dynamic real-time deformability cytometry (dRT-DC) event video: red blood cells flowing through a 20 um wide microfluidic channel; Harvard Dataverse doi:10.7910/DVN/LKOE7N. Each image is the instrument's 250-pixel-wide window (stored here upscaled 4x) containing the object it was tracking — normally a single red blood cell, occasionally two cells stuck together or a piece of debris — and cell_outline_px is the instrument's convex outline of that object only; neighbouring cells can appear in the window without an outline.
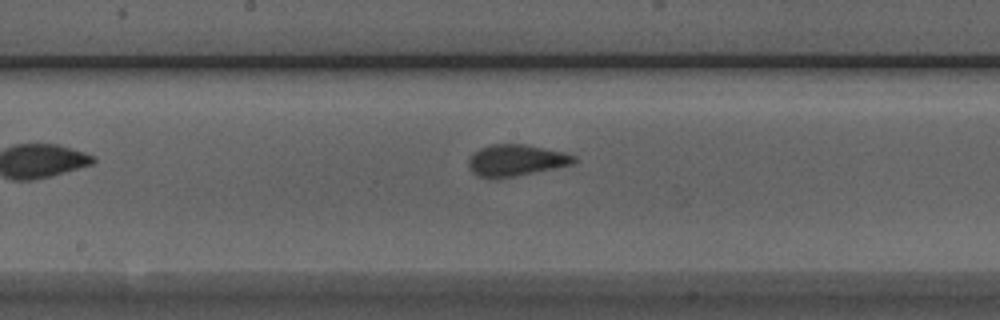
{"species": "Egyptian fruit bat (a non-hibernating species)", "species_latin": "Rousettus aegyptiacus", "temperature_condition": "room temperature", "stored_images_in_passage": 7, "camera_frame_rate_fps": 3000, "um_per_image_px": 0.085, "animal": {"sex": "male"}, "frame": {"image": 1, "passage_image": 7, "time_ms": 7.0, "image_size_px": [1000, 320], "cell_outline_px": [[576, 160], [572, 164], [500, 180], [488, 180], [476, 176], [468, 168], [468, 160], [472, 152], [480, 148], [492, 144], [524, 144], [564, 152], [576, 156]], "centroid_in_image_um": [43.78, 13.66], "position_along_channel_um": 204.4, "area_um2": 19.88}}